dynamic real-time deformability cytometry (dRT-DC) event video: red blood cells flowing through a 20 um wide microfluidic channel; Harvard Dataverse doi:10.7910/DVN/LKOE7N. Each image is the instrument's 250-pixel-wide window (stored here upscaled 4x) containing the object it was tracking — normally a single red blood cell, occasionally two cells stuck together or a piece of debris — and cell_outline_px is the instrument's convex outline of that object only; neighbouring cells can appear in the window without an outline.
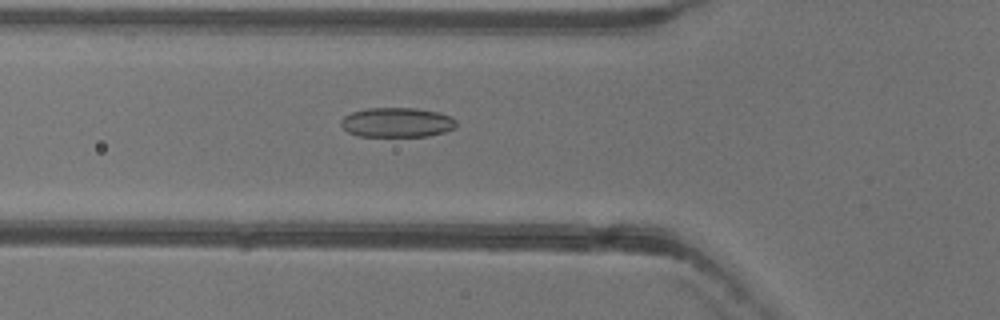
{"species": "common noctule bat (a hibernating species)", "species_latin": "Nyctalus noctula", "temperature_condition": "warm", "stored_images_in_passage": 40, "camera_frame_rate_fps": 3000, "um_per_image_px": 0.085, "animal": {"sex": "female"}, "frame": {"image": 1, "passage_image": 6, "time_ms": 1.667, "image_size_px": [1000, 320], "cell_outline_px": [[456, 124], [452, 128], [444, 132], [428, 136], [360, 136], [348, 132], [340, 124], [340, 120], [344, 116], [352, 112], [368, 108], [416, 108], [440, 112], [452, 116], [456, 120]], "centroid_in_image_um": [33.74, 10.4], "position_along_channel_um": 92.1, "area_um2": 19.94}}
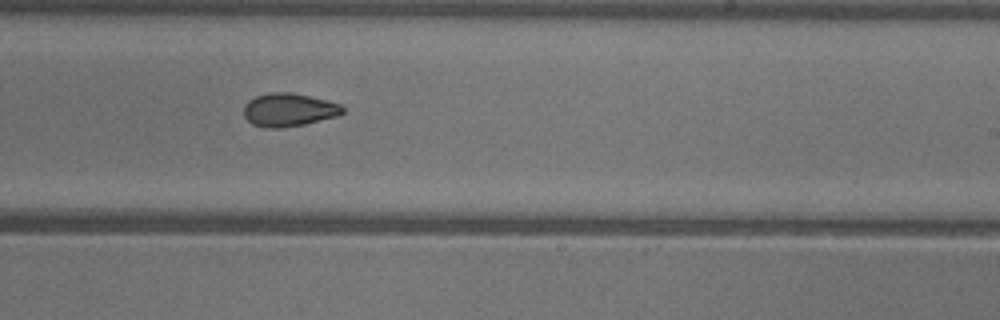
{"frame": {"image": 2, "passage_image": 19, "time_ms": 6.0, "image_size_px": [1000, 320], "cell_outline_px": [[344, 112], [336, 116], [304, 124], [280, 128], [264, 128], [252, 124], [244, 116], [244, 104], [248, 100], [256, 96], [268, 92], [292, 92], [328, 100], [340, 104], [344, 108]], "centroid_in_image_um": [24.52, 9.32], "position_along_channel_um": 264.5, "area_um2": 19.25}}
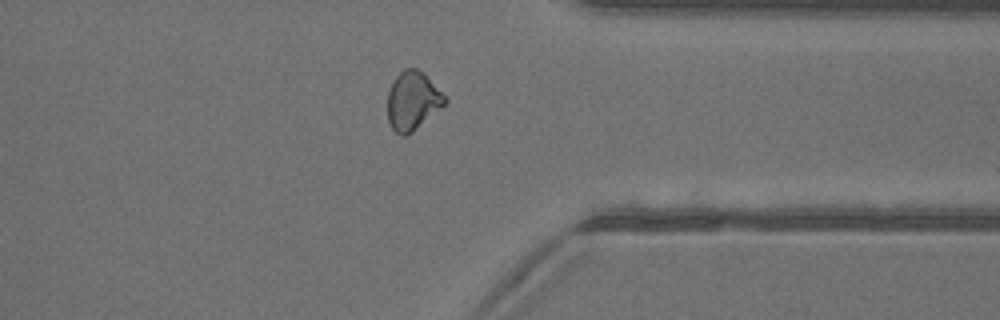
{"frame": {"image": 3, "passage_image": 28, "time_ms": 9.0, "image_size_px": [1000, 320], "cell_outline_px": [[448, 100], [440, 108], [412, 132], [404, 136], [400, 136], [392, 128], [388, 120], [388, 92], [396, 76], [404, 68], [416, 68]], "centroid_in_image_um": [35.03, 8.6], "position_along_channel_um": 376.4, "area_um2": 18.84}, "authors_computed_cell_mechanics": {"area_um2": 19.4208, "velocity_mm_per_s": 3.9721, "shape_relaxation_time_tau1_ms": null, "shape_relaxation_time_tau2_ms": 2.766, "deformation_change_tau1": null, "deformation_change_tau2": 0.0867}}